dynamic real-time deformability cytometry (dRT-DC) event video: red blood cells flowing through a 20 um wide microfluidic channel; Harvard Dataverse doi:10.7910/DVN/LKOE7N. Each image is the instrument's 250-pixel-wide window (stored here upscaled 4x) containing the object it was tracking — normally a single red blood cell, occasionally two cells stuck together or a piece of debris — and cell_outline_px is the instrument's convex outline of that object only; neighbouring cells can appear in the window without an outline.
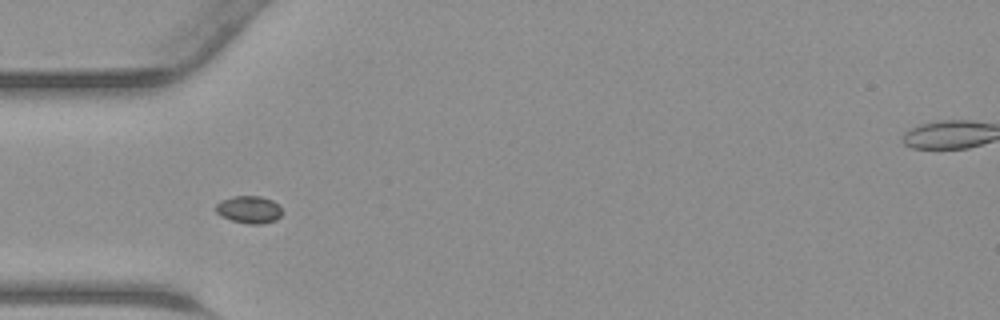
{"species": "common noctule bat (a hibernating species)", "species_latin": "Nyctalus noctula", "temperature_condition": "warm", "stored_images_in_passage": 13, "camera_frame_rate_fps": 3000, "um_per_image_px": 0.085, "animal": {"sex": "male", "body_mass_g": 23.1, "forearm_length_mm": 52.7}, "frame": {"image": 1, "passage_image": 4, "time_ms": 1.0, "image_size_px": [1000, 320], "cell_outline_px": [[284, 212], [276, 220], [260, 224], [248, 224], [232, 220], [220, 216], [216, 212], [216, 204], [220, 200], [232, 196], [260, 196], [272, 200]], "centroid_in_image_um": [21.15, 17.81], "position_along_channel_um": 63.8, "area_um2": 10.64}}
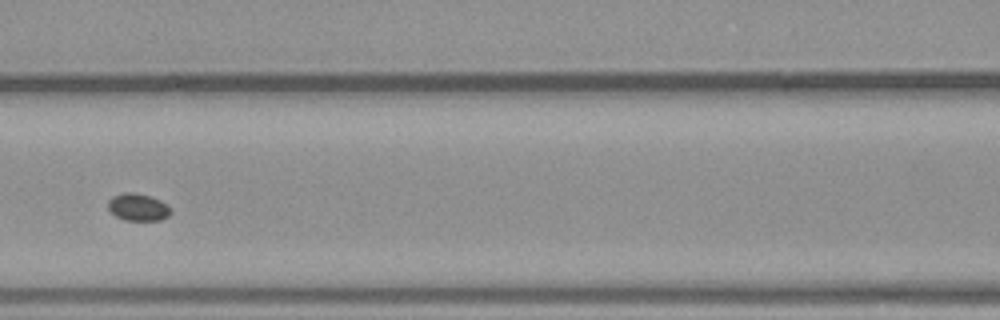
{"frame": {"image": 2, "passage_image": 10, "time_ms": 3.0, "image_size_px": [1000, 320], "cell_outline_px": [[172, 212], [168, 216], [160, 220], [124, 220], [116, 216], [108, 208], [108, 200], [112, 196], [124, 192], [132, 192], [148, 196], [160, 200], [168, 204], [172, 208]], "centroid_in_image_um": [11.75, 17.61], "position_along_channel_um": 154.8, "area_um2": 10.0}}